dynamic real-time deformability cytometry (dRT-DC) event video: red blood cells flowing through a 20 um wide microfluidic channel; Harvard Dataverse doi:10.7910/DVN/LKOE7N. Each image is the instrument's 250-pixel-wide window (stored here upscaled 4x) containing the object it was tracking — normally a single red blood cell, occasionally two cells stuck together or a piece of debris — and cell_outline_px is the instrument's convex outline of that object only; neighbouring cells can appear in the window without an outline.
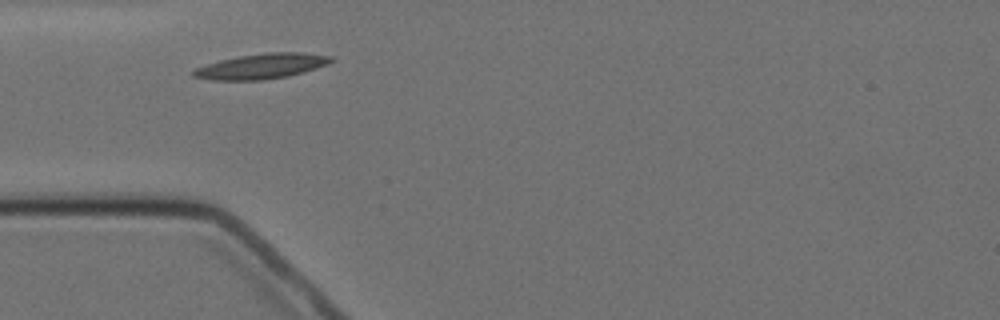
{"species": "Egyptian fruit bat (a non-hibernating species)", "species_latin": "Rousettus aegyptiacus", "temperature_condition": "cold", "stored_images_in_passage": 3, "camera_frame_rate_fps": 3000, "um_per_image_px": 0.085, "animal": {"sex": "female"}, "frame": {"image": 1, "passage_image": 1, "time_ms": 0.0, "image_size_px": [1000, 320], "cell_outline_px": [[336, 60], [328, 64], [304, 72], [288, 76], [260, 80], [212, 80], [192, 76], [192, 68], [220, 60], [240, 56], [268, 52], [300, 52], [332, 56]], "centroid_in_image_um": [22.23, 5.62], "position_along_channel_um": 62.8, "area_um2": 20.29}}
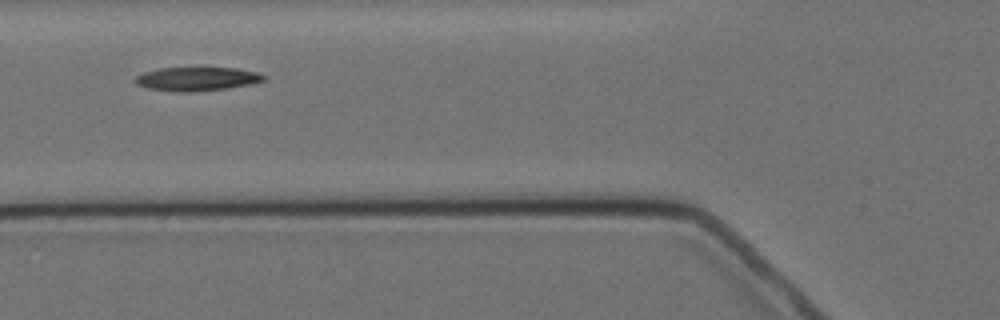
{"frame": {"image": 2, "passage_image": 2, "time_ms": 1.333, "image_size_px": [1000, 320], "cell_outline_px": [[268, 80], [252, 84], [228, 88], [188, 92], [180, 92], [148, 88], [136, 84], [132, 80], [136, 76], [144, 72], [160, 68], [236, 68], [260, 72], [268, 76]], "centroid_in_image_um": [16.8, 6.7], "position_along_channel_um": 109.0, "area_um2": 17.98}}
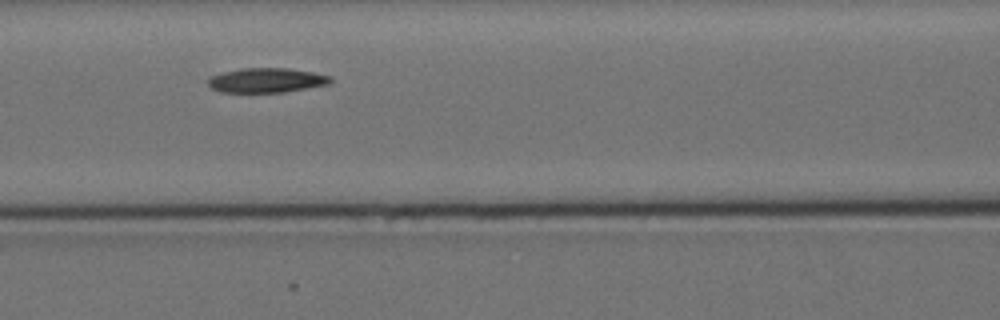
{"frame": {"image": 3, "passage_image": 3, "time_ms": 2.333, "image_size_px": [1000, 320], "cell_outline_px": [[332, 80], [328, 84], [308, 88], [284, 92], [220, 92], [212, 88], [208, 84], [208, 76], [224, 72], [244, 68], [288, 68], [312, 72], [332, 76]], "centroid_in_image_um": [22.65, 6.82], "position_along_channel_um": 144.0, "area_um2": 17.51}}